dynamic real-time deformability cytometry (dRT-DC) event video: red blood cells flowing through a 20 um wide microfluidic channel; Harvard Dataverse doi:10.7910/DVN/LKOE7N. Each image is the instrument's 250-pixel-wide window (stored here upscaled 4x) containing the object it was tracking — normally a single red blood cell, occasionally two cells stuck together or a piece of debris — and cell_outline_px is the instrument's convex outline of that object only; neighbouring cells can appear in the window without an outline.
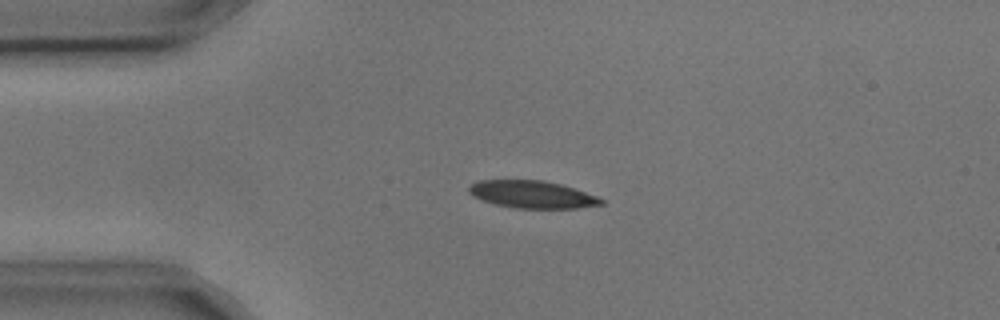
{"species": "common noctule bat (a hibernating species)", "species_latin": "Nyctalus noctula", "temperature_condition": "cold", "stored_images_in_passage": 5, "camera_frame_rate_fps": 3000, "um_per_image_px": 0.085, "animal": {"sex": "male", "body_mass_g": 17.9, "forearm_length_mm": 54.2}, "frame": {"image": 1, "passage_image": 3, "time_ms": 0.667, "image_size_px": [1000, 320], "cell_outline_px": [[604, 204], [576, 208], [516, 208], [496, 204], [472, 196], [468, 192], [468, 188], [472, 184], [480, 180], [544, 180], [560, 184], [596, 196], [604, 200]], "centroid_in_image_um": [45.22, 16.52], "position_along_channel_um": 39.8, "area_um2": 20.87}}